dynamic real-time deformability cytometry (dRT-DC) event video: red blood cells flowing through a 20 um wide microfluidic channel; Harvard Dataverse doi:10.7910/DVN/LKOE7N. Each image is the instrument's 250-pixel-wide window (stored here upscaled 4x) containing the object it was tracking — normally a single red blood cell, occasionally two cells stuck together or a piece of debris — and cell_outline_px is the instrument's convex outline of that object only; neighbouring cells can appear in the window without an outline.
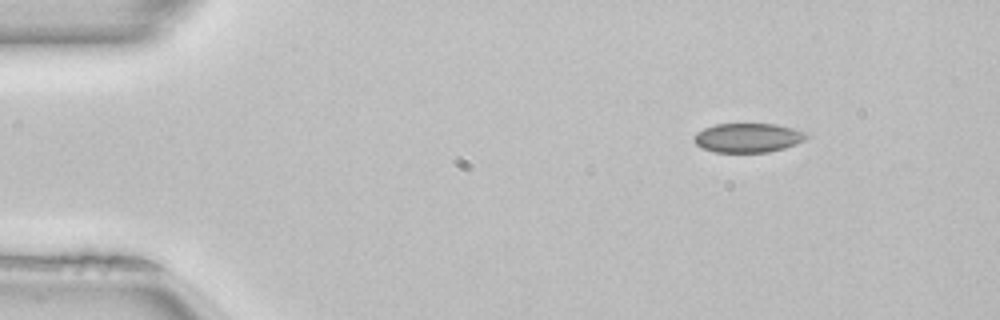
{"species": "common noctule bat (a hibernating species)", "species_latin": "Nyctalus noctula", "temperature_condition": "room temperature", "stored_images_in_passage": 45, "camera_frame_rate_fps": 3000, "um_per_image_px": 0.085, "animal": {"sex": "female", "body_mass_g": 22.7, "forearm_length_mm": 54.2}, "frame": {"image": 1, "passage_image": 1, "time_ms": 0.0, "image_size_px": [1000, 320], "cell_outline_px": [[808, 136], [804, 140], [796, 144], [784, 148], [768, 152], [716, 152], [704, 148], [696, 144], [692, 140], [692, 136], [696, 132], [704, 128], [716, 124], [776, 124], [792, 128], [804, 132]], "centroid_in_image_um": [63.54, 11.71], "position_along_channel_um": 21.5, "area_um2": 19.07}}
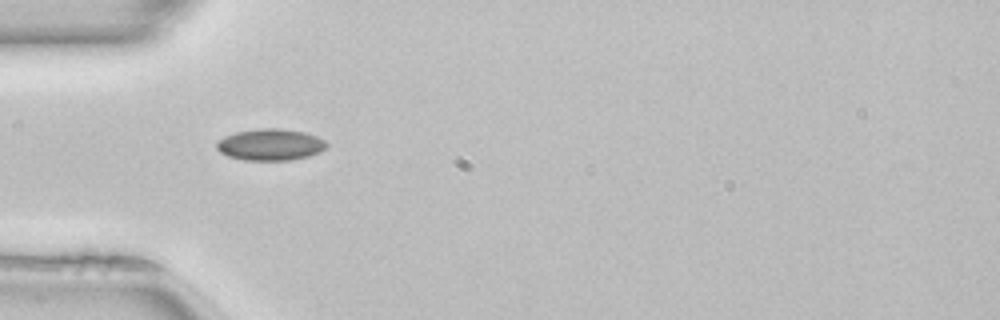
{"frame": {"image": 2, "passage_image": 10, "time_ms": 3.0, "image_size_px": [1000, 320], "cell_outline_px": [[328, 144], [320, 152], [308, 156], [292, 160], [244, 160], [228, 156], [220, 152], [216, 148], [216, 140], [224, 136], [236, 132], [264, 128], [280, 128], [304, 132], [316, 136], [324, 140]], "centroid_in_image_um": [22.95, 12.29], "position_along_channel_um": 62.0, "area_um2": 20.23}}
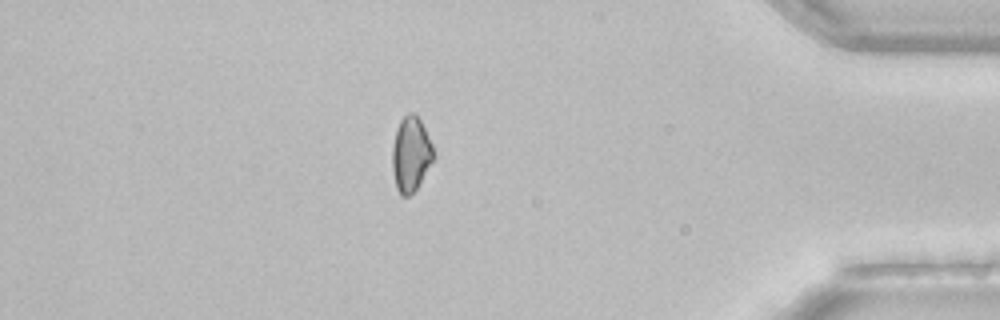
{"frame": {"image": 3, "passage_image": 38, "time_ms": 12.333, "image_size_px": [1000, 320], "cell_outline_px": [[436, 156], [416, 188], [408, 196], [400, 196], [396, 188], [392, 168], [392, 148], [396, 128], [400, 120], [408, 112], [416, 112], [436, 152]], "centroid_in_image_um": [34.92, 13.08], "position_along_channel_um": 400.3, "area_um2": 18.15}, "authors_computed_cell_mechanics": {"area_um2": 18.9006, "velocity_mm_per_s": 4.064, "shape_relaxation_time_tau1_ms": 3.01, "shape_relaxation_time_tau2_ms": null, "deformation_change_tau1": 0.0596, "deformation_change_tau2": null}}